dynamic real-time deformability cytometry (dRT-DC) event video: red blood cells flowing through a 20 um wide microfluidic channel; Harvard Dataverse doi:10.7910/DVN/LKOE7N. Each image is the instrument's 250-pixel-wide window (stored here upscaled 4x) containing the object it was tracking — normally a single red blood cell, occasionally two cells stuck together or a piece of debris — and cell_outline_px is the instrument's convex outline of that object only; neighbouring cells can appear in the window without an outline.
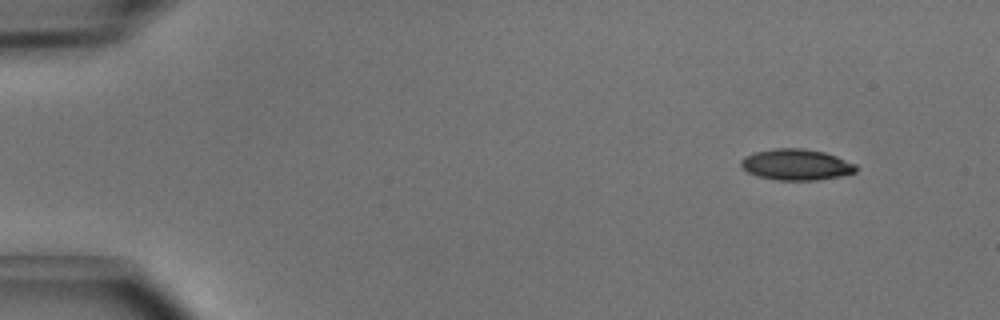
{"species": "common noctule bat (a hibernating species)", "species_latin": "Nyctalus noctula", "temperature_condition": "cold", "stored_images_in_passage": 3, "camera_frame_rate_fps": 3000, "um_per_image_px": 0.085, "animal": {"sex": "male", "body_mass_g": 15.6}, "frame": {"image": 1, "passage_image": 1, "time_ms": 0.0, "image_size_px": [1000, 320], "cell_outline_px": [[856, 172], [840, 176], [816, 180], [776, 180], [756, 176], [748, 172], [740, 164], [740, 160], [744, 156], [756, 152], [776, 148], [804, 148], [824, 152], [836, 156], [856, 164]], "centroid_in_image_um": [67.67, 13.99], "position_along_channel_um": 17.3, "area_um2": 20.81}}